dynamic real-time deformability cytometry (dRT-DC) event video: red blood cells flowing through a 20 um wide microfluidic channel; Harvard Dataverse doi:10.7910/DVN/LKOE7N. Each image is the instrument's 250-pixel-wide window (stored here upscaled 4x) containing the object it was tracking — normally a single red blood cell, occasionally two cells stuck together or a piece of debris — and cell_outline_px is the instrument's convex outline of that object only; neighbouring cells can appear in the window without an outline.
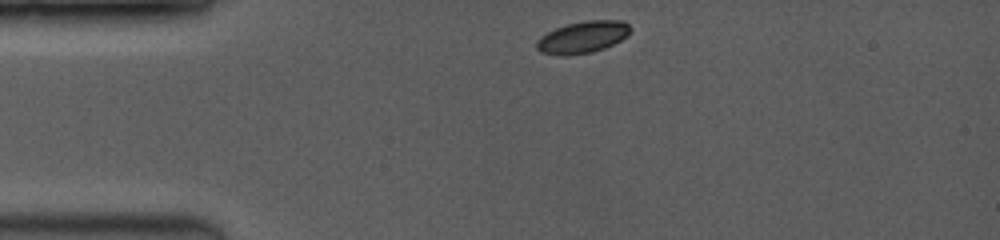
{"species": "common noctule bat (a hibernating species)", "species_latin": "Nyctalus noctula", "temperature_condition": "room temperature", "stored_images_in_passage": 17, "camera_frame_rate_fps": 3500, "um_per_image_px": 0.085, "animal": {"sex": "female", "body_mass_g": 19.0, "forearm_length_mm": 53.3}, "frame": {"image": 1, "passage_image": 1, "time_ms": 0.0, "image_size_px": [1000, 240], "cell_outline_px": [[628, 36], [604, 48], [592, 52], [568, 56], [560, 56], [540, 52], [536, 48], [536, 44], [548, 32], [556, 28], [568, 24], [584, 20], [620, 20], [628, 24]], "centroid_in_image_um": [49.52, 3.17], "position_along_channel_um": 35.5, "area_um2": 17.17}}
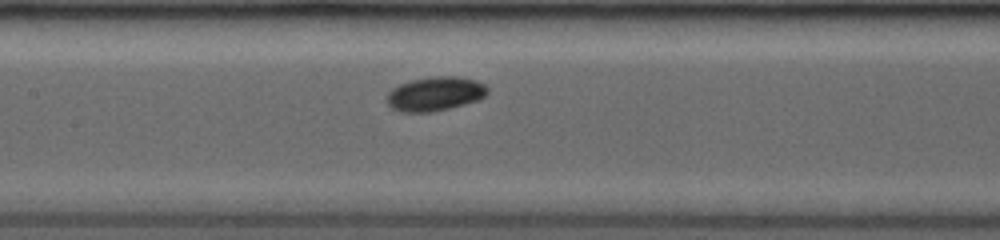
{"frame": {"image": 2, "passage_image": 10, "time_ms": 4.286, "image_size_px": [1000, 240], "cell_outline_px": [[488, 92], [484, 96], [476, 100], [464, 104], [432, 112], [400, 112], [392, 108], [388, 104], [388, 92], [392, 88], [400, 84], [412, 80], [428, 76], [460, 76], [476, 80], [484, 84], [488, 88]], "centroid_in_image_um": [36.98, 7.96], "position_along_channel_um": 170.4, "area_um2": 20.0}}
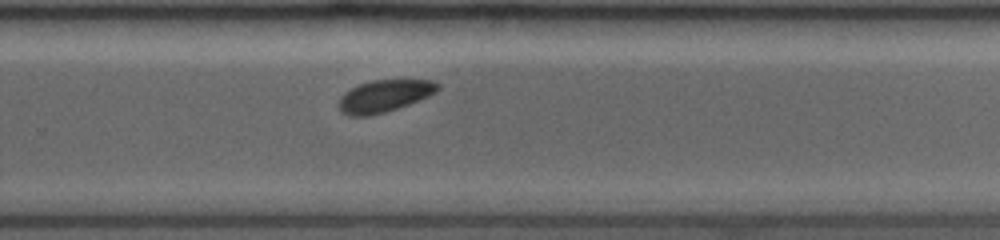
{"frame": {"image": 3, "passage_image": 17, "time_ms": 7.429, "image_size_px": [1000, 240], "cell_outline_px": [[440, 88], [436, 92], [428, 96], [408, 104], [372, 116], [348, 116], [340, 112], [336, 104], [340, 96], [344, 92], [360, 84], [372, 80], [436, 80], [440, 84]], "centroid_in_image_um": [32.63, 8.16], "position_along_channel_um": 297.2, "area_um2": 18.67}}